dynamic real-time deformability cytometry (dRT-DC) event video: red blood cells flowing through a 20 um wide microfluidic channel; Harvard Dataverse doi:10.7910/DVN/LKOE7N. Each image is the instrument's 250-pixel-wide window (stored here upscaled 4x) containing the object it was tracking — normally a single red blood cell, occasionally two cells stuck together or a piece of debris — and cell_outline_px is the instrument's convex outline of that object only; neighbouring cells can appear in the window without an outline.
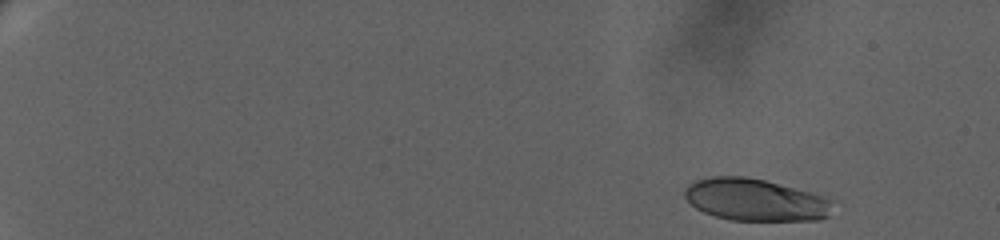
{"species": "human", "species_latin": "Homo sapiens", "temperature_condition": "warm", "stored_images_in_passage": 32, "camera_frame_rate_fps": 3000, "um_per_image_px": 0.085, "donor": {"sex": "female"}, "frame": {"image": 1, "passage_image": 2, "time_ms": 1.0, "image_size_px": [1000, 240], "cell_outline_px": [[836, 200], [828, 216], [820, 220], [732, 220], [716, 216], [704, 212], [696, 208], [684, 196], [684, 192], [688, 184], [696, 180], [712, 176], [748, 176], [764, 180], [824, 196]], "centroid_in_image_um": [64.23, 16.98], "position_along_channel_um": 20.8, "area_um2": 36.36}}
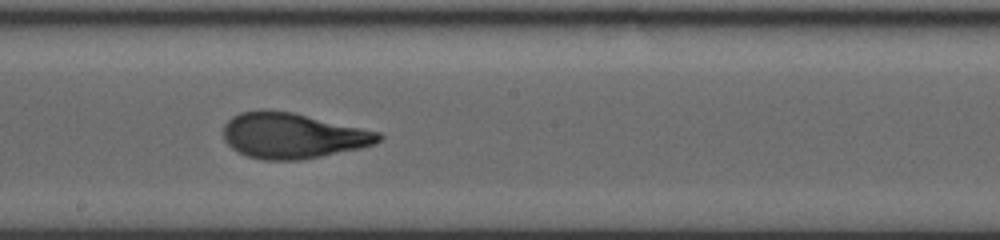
{"frame": {"image": 2, "passage_image": 17, "time_ms": 12.667, "image_size_px": [1000, 240], "cell_outline_px": [[384, 136], [380, 140], [372, 144], [360, 148], [300, 160], [264, 160], [248, 156], [236, 152], [224, 140], [224, 124], [232, 116], [240, 112], [264, 108], [292, 112], [380, 132]], "centroid_in_image_um": [24.83, 11.52], "position_along_channel_um": 223.4, "area_um2": 41.21}}
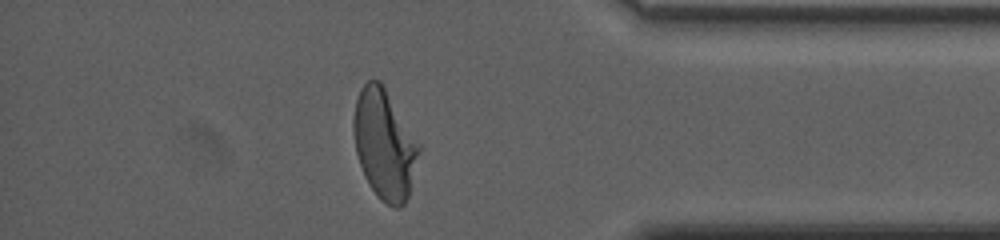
{"frame": {"image": 3, "passage_image": 29, "time_ms": 18.667, "image_size_px": [1000, 240], "cell_outline_px": [[420, 148], [408, 196], [404, 204], [400, 208], [392, 208], [380, 200], [376, 196], [364, 176], [356, 152], [352, 128], [352, 120], [356, 100], [360, 88], [368, 80], [380, 80], [420, 144]], "centroid_in_image_um": [32.65, 12.28], "position_along_channel_um": 402.5, "area_um2": 41.67}, "authors_computed_cell_mechanics": {"area_um2": 40.46, "velocity_mm_per_s": 3.2451, "shape_relaxation_time_tau1_ms": 5.0246, "shape_relaxation_time_tau2_ms": 0.7846, "deformation_change_tau1": 0.2193, "deformation_change_tau2": 0.0692}}